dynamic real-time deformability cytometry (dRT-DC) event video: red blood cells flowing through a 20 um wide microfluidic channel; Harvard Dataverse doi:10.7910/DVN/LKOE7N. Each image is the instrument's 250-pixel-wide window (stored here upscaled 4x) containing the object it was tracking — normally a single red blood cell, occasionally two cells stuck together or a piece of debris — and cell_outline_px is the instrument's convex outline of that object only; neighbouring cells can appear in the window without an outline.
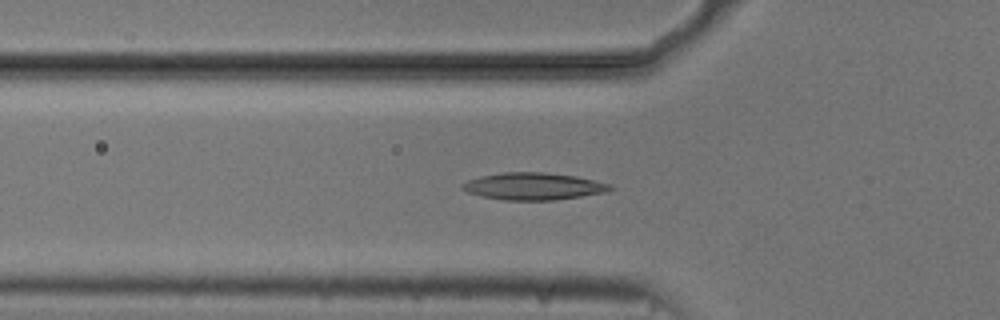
{"species": "common noctule bat (a hibernating species)", "species_latin": "Nyctalus noctula", "temperature_condition": "cold", "stored_images_in_passage": 37, "camera_frame_rate_fps": 3000, "um_per_image_px": 0.085, "animal": {"sex": "male", "body_mass_g": 20.5, "forearm_length_mm": 52.5}, "frame": {"image": 1, "passage_image": 4, "time_ms": 1.0, "image_size_px": [1000, 320], "cell_outline_px": [[616, 188], [608, 192], [556, 200], [504, 200], [480, 196], [468, 192], [460, 188], [460, 184], [468, 180], [480, 176], [504, 172], [544, 172], [576, 176], [612, 184]], "centroid_in_image_um": [45.37, 15.83], "position_along_channel_um": 80.4, "area_um2": 23.64}}
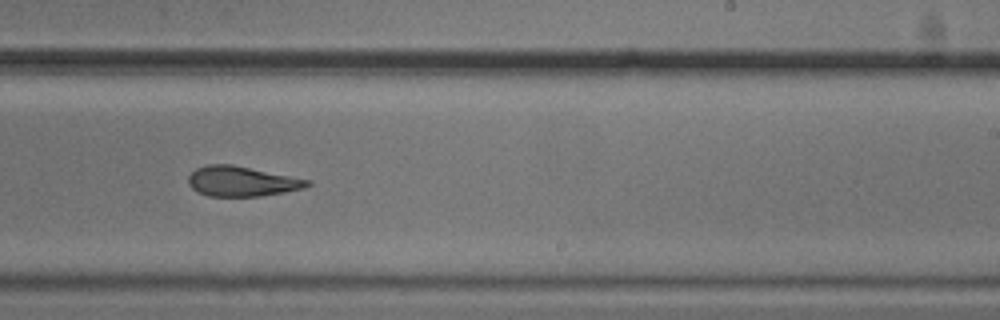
{"frame": {"image": 2, "passage_image": 19, "time_ms": 6.0, "image_size_px": [1000, 320], "cell_outline_px": [[312, 184], [304, 188], [284, 192], [260, 196], [208, 196], [192, 188], [188, 184], [188, 176], [196, 168], [208, 164], [232, 164], [312, 180]], "centroid_in_image_um": [20.57, 15.4], "position_along_channel_um": 268.4, "area_um2": 20.87}}
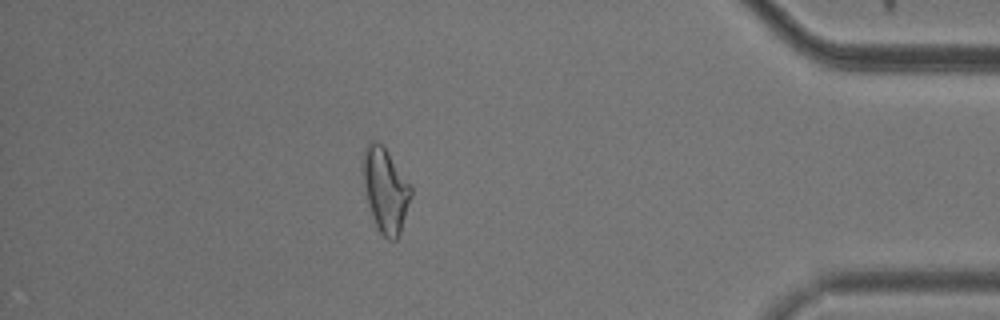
{"frame": {"image": 3, "passage_image": 33, "time_ms": 10.667, "image_size_px": [1000, 320], "cell_outline_px": [[412, 196], [400, 236], [396, 240], [388, 240], [380, 232], [372, 216], [368, 204], [360, 172], [364, 148], [368, 140], [376, 140], [384, 148], [412, 188]], "centroid_in_image_um": [32.73, 16.16], "position_along_channel_um": 402.5, "area_um2": 23.81}}